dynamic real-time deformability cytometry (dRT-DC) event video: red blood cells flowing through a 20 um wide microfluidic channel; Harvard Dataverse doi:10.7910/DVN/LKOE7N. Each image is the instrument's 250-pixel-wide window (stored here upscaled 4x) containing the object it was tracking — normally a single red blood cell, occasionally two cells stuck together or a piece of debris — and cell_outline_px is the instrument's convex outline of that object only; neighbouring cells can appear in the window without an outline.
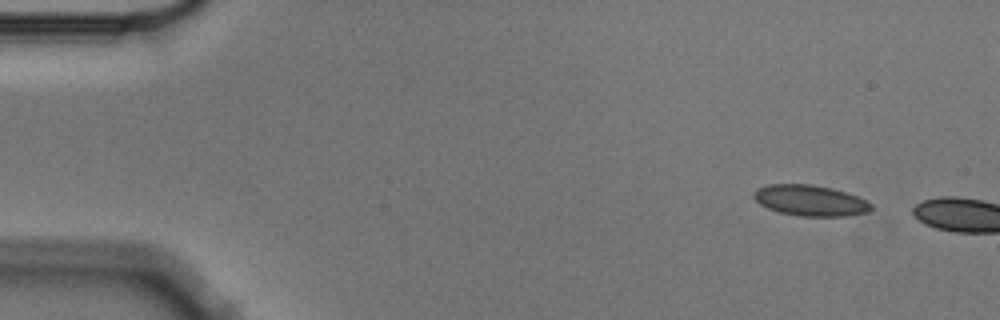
{"species": "Egyptian fruit bat (a non-hibernating species)", "species_latin": "Rousettus aegyptiacus", "temperature_condition": "cold", "stored_images_in_passage": 3, "camera_frame_rate_fps": 3000, "um_per_image_px": 0.085, "animal": {"sex": "male"}, "frame": {"image": 1, "passage_image": 1, "time_ms": 0.0, "image_size_px": [1000, 320], "cell_outline_px": [[872, 208], [868, 212], [844, 216], [800, 216], [780, 212], [768, 208], [760, 204], [752, 196], [752, 192], [756, 188], [768, 184], [812, 184], [832, 188], [868, 200], [872, 204]], "centroid_in_image_um": [68.85, 17.03], "position_along_channel_um": 16.2, "area_um2": 21.15}}